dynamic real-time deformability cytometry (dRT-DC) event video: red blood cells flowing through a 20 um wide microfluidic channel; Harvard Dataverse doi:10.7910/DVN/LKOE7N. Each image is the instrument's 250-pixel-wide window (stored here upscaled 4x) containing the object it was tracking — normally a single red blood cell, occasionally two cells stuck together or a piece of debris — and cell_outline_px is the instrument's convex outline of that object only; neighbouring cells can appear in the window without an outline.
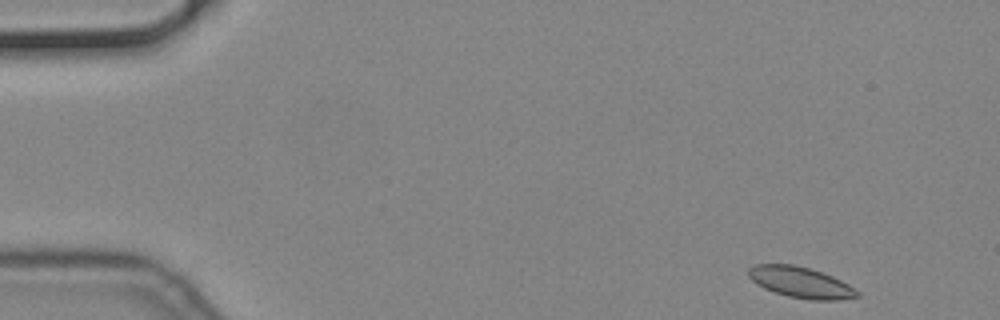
{"species": "common noctule bat (a hibernating species)", "species_latin": "Nyctalus noctula", "temperature_condition": "cold", "stored_images_in_passage": 53, "camera_frame_rate_fps": 3000, "um_per_image_px": 0.085, "animal": {"sex": "male", "body_mass_g": 19.2, "forearm_length_mm": 51.8}, "frame": {"image": 1, "passage_image": 1, "time_ms": 0.0, "image_size_px": [1000, 320], "cell_outline_px": [[860, 296], [836, 300], [808, 300], [788, 296], [764, 288], [756, 284], [748, 276], [748, 268], [756, 264], [792, 264], [808, 268], [832, 276], [848, 284], [860, 292]], "centroid_in_image_um": [68.05, 24.0], "position_along_channel_um": 17.0, "area_um2": 19.48}}
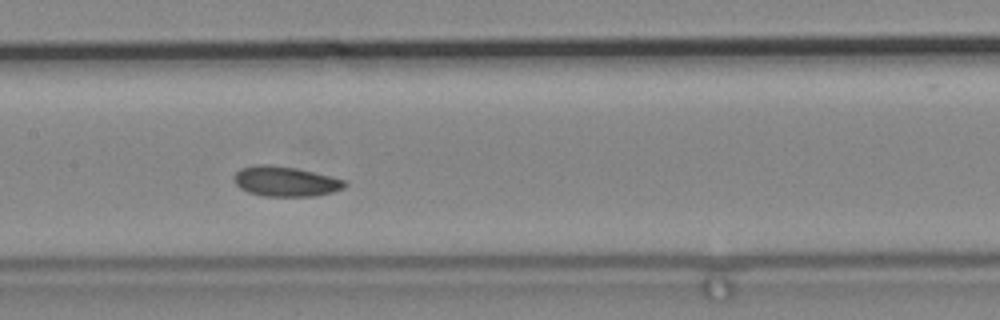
{"frame": {"image": 2, "passage_image": 24, "time_ms": 7.667, "image_size_px": [1000, 320], "cell_outline_px": [[348, 184], [344, 188], [332, 192], [316, 196], [264, 196], [248, 192], [240, 188], [236, 184], [236, 172], [240, 168], [256, 164], [268, 164], [296, 168], [344, 180]], "centroid_in_image_um": [24.26, 15.42], "position_along_channel_um": 183.1, "area_um2": 19.19}}
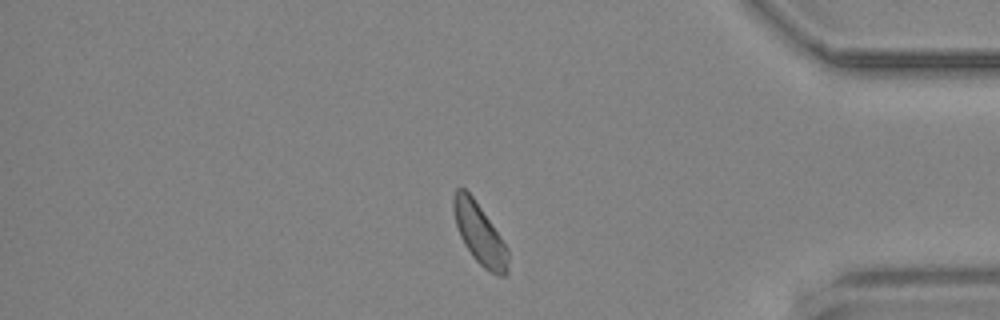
{"frame": {"image": 3, "passage_image": 44, "time_ms": 14.333, "image_size_px": [1000, 320], "cell_outline_px": [[508, 272], [504, 276], [496, 276], [484, 268], [472, 256], [464, 244], [460, 236], [456, 224], [452, 208], [452, 196], [456, 188], [464, 188], [472, 196], [500, 236], [508, 248]], "centroid_in_image_um": [40.75, 19.89], "position_along_channel_um": 394.5, "area_um2": 19.25}}